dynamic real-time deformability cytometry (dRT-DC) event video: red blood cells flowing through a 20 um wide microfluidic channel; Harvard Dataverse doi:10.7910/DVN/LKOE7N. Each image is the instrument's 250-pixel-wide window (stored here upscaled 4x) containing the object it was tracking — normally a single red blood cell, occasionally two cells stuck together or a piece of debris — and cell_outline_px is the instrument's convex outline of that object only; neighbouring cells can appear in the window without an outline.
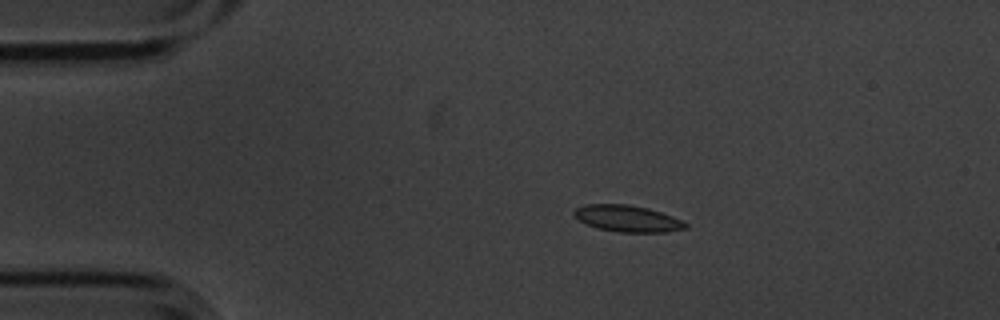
{"species": "common noctule bat (a hibernating species)", "species_latin": "Nyctalus noctula", "temperature_condition": "cold", "stored_images_in_passage": 7, "camera_frame_rate_fps": 3000, "um_per_image_px": 0.085, "animal": {"sex": "male", "body_mass_g": 20.1, "forearm_length_mm": 53.5}, "frame": {"image": 1, "passage_image": 1, "time_ms": 0.0, "image_size_px": [1000, 320], "cell_outline_px": [[688, 228], [668, 232], [616, 232], [596, 228], [580, 220], [572, 212], [576, 208], [584, 204], [628, 204], [648, 208], [672, 216], [688, 224]], "centroid_in_image_um": [53.34, 18.58], "position_along_channel_um": 31.7, "area_um2": 17.22}}
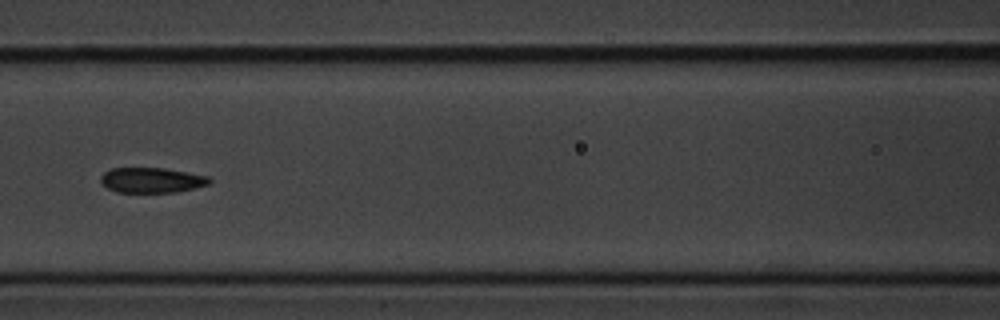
{"frame": {"image": 2, "passage_image": 5, "time_ms": 1.333, "image_size_px": [1000, 320], "cell_outline_px": [[212, 180], [208, 184], [196, 188], [176, 192], [116, 192], [108, 188], [100, 180], [100, 176], [104, 172], [112, 168], [164, 168], [208, 176]], "centroid_in_image_um": [12.9, 15.31], "position_along_channel_um": 153.7, "area_um2": 15.9}}
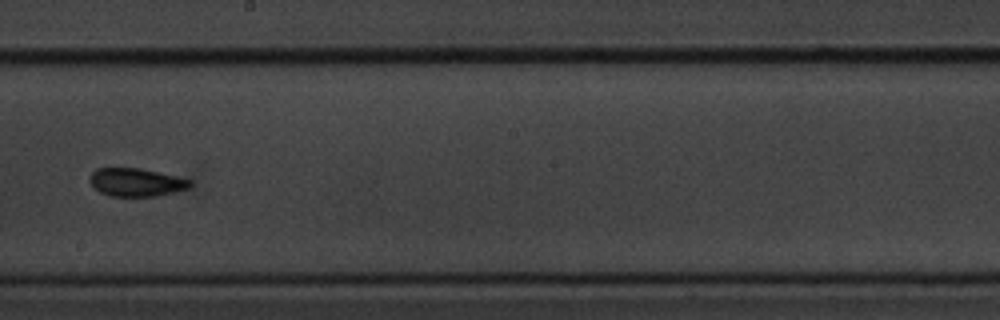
{"frame": {"image": 3, "passage_image": 7, "time_ms": 2.0, "image_size_px": [1000, 320], "cell_outline_px": [[192, 184], [188, 188], [156, 196], [112, 196], [100, 192], [92, 188], [88, 180], [88, 176], [96, 168], [140, 168], [176, 176], [192, 180]], "centroid_in_image_um": [11.51, 15.49], "position_along_channel_um": 236.7, "area_um2": 16.53}}